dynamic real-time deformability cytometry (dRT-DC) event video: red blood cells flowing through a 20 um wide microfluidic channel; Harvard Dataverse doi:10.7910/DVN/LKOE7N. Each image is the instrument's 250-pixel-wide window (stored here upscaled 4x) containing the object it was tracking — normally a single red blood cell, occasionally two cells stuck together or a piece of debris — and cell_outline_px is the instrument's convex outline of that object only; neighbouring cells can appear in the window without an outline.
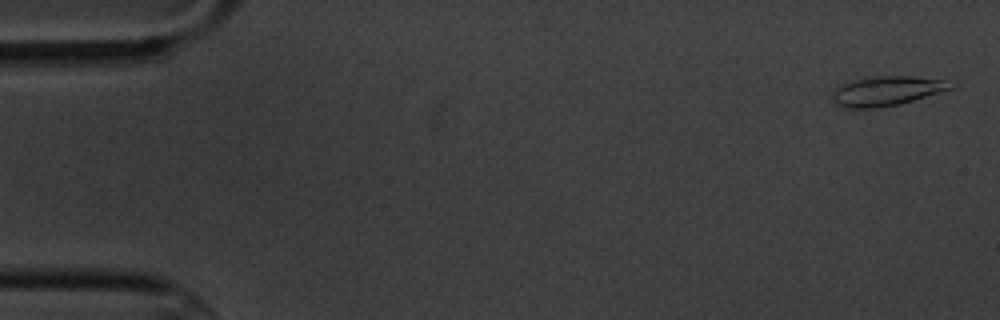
{"species": "common noctule bat (a hibernating species)", "species_latin": "Nyctalus noctula", "temperature_condition": "cold", "stored_images_in_passage": 4, "camera_frame_rate_fps": 3000, "um_per_image_px": 0.085, "animal": {"sex": "male", "body_mass_g": 20.1, "forearm_length_mm": 53.5}, "frame": {"image": 1, "passage_image": 1, "time_ms": 0.0, "image_size_px": [1000, 320], "cell_outline_px": [[956, 84], [952, 88], [900, 104], [880, 108], [844, 108], [832, 104], [832, 92], [840, 84], [848, 80], [864, 76], [912, 76], [944, 80]], "centroid_in_image_um": [75.26, 7.73], "position_along_channel_um": 9.7, "area_um2": 20.81}}